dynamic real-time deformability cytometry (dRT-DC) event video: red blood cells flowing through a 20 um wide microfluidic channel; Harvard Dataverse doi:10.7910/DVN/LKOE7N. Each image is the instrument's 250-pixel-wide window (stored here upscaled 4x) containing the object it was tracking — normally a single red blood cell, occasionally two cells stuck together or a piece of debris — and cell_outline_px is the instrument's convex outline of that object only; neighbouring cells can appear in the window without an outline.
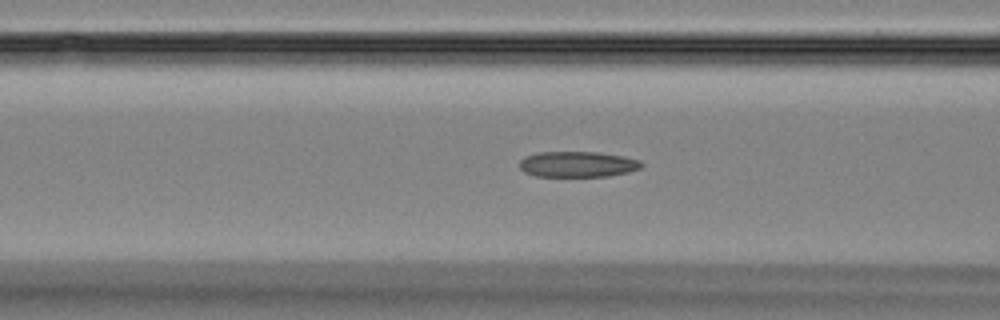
{"species": "Egyptian fruit bat (a non-hibernating species)", "species_latin": "Rousettus aegyptiacus", "temperature_condition": "room temperature", "stored_images_in_passage": 44, "camera_frame_rate_fps": 3000, "um_per_image_px": 0.085, "animal": {"sex": "female"}, "frame": {"image": 1, "passage_image": 12, "time_ms": 3.667, "image_size_px": [1000, 320], "cell_outline_px": [[644, 164], [640, 168], [628, 172], [608, 176], [536, 176], [524, 172], [520, 168], [520, 160], [524, 156], [536, 152], [596, 152], [624, 156], [640, 160]], "centroid_in_image_um": [49.09, 13.95], "position_along_channel_um": 117.5, "area_um2": 18.32}}
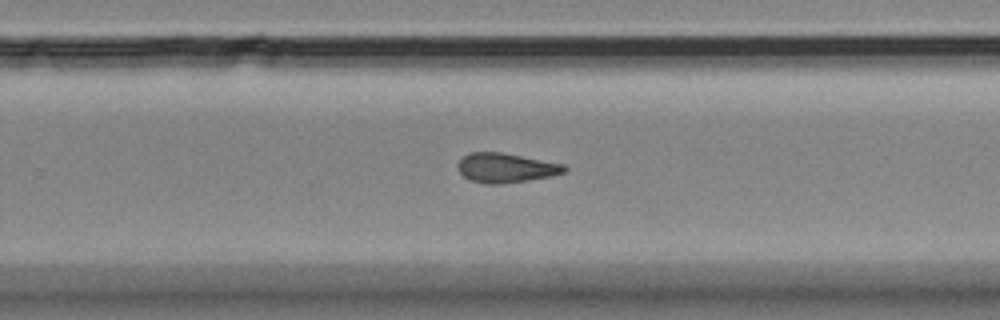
{"frame": {"image": 2, "passage_image": 26, "time_ms": 8.333, "image_size_px": [1000, 320], "cell_outline_px": [[568, 168], [564, 172], [552, 176], [500, 184], [484, 184], [472, 180], [464, 176], [456, 168], [456, 164], [468, 152], [500, 152], [564, 164]], "centroid_in_image_um": [42.97, 14.26], "position_along_channel_um": 286.8, "area_um2": 18.21}}
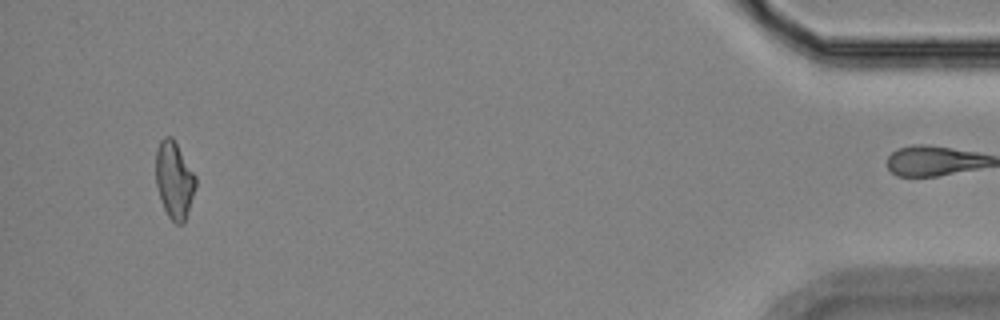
{"frame": {"image": 3, "passage_image": 43, "time_ms": 14.0, "image_size_px": [1000, 320], "cell_outline_px": [[196, 188], [184, 224], [176, 224], [168, 216], [160, 200], [156, 184], [156, 148], [160, 140], [164, 136], [172, 136], [196, 176]], "centroid_in_image_um": [14.81, 15.3], "position_along_channel_um": 420.4, "area_um2": 18.03}, "authors_computed_cell_mechanics": {"area_um2": 18.2648, "velocity_mm_per_s": 3.6304, "shape_relaxation_time_tau1_ms": null, "shape_relaxation_time_tau2_ms": 8.171, "deformation_change_tau1": null, "deformation_change_tau2": 0.2011}}